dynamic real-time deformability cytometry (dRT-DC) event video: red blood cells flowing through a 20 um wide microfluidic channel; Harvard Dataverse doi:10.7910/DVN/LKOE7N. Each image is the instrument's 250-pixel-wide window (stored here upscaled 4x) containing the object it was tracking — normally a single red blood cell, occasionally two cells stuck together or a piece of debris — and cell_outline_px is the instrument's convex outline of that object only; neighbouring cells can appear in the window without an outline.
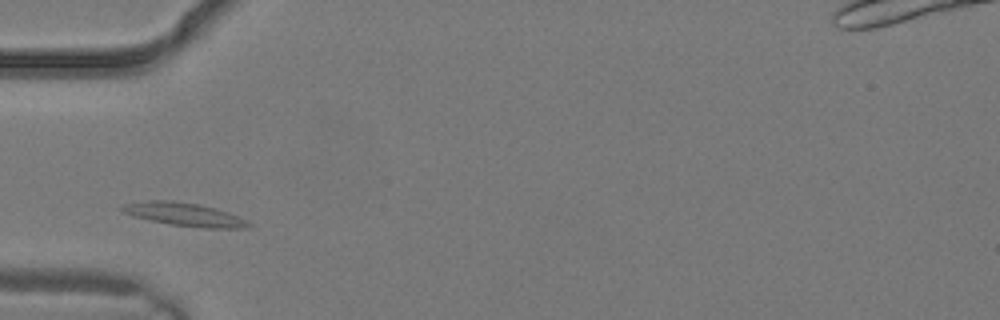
{"species": "common noctule bat (a hibernating species)", "species_latin": "Nyctalus noctula", "temperature_condition": "warm", "stored_images_in_passage": 1, "camera_frame_rate_fps": 3000, "um_per_image_px": 0.085, "animal": {"sex": "male", "body_mass_g": 19.2, "forearm_length_mm": 51.8}, "frame": {"image": 1, "passage_image": 1, "time_ms": 0.0, "image_size_px": [1000, 320], "cell_outline_px": [[252, 228], [204, 228], [172, 224], [132, 216], [124, 212], [120, 208], [124, 204], [148, 200], [172, 200], [196, 204], [212, 208], [248, 220], [252, 224]], "centroid_in_image_um": [15.68, 18.23], "position_along_channel_um": 69.3, "area_um2": 16.76}}